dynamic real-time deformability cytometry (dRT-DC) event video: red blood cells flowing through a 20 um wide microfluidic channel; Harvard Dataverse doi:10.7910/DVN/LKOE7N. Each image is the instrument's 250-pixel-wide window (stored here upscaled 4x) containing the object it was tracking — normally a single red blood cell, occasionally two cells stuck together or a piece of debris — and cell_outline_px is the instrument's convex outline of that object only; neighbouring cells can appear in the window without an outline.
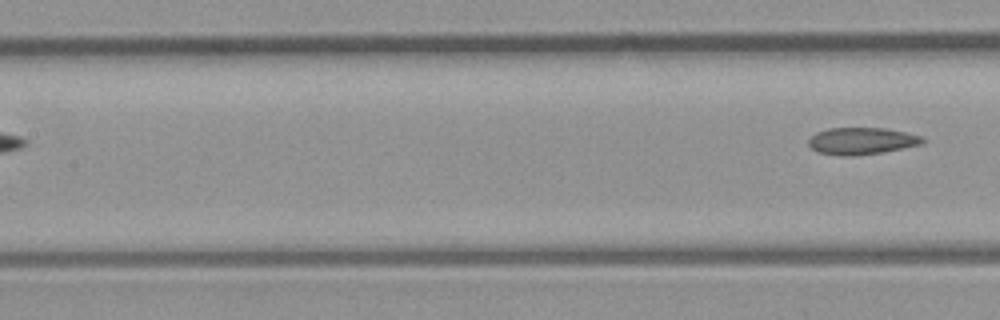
{"species": "common noctule bat (a hibernating species)", "species_latin": "Nyctalus noctula", "temperature_condition": "room temperature", "stored_images_in_passage": 7, "segment_of_instrument_passage": [2, 2], "camera_frame_rate_fps": 3000, "um_per_image_px": 0.085, "animal": {"sex": "male", "body_mass_g": 23.1, "forearm_length_mm": 52.7}, "frame": {"image": 1, "passage_image": 7, "time_ms": 2.0, "image_size_px": [1000, 320], "cell_outline_px": [[928, 140], [920, 144], [884, 152], [856, 156], [840, 156], [820, 152], [812, 148], [808, 144], [808, 140], [816, 132], [828, 128], [884, 128], [904, 132], [920, 136]], "centroid_in_image_um": [73.23, 11.99], "position_along_channel_um": 134.2, "area_um2": 17.86}}